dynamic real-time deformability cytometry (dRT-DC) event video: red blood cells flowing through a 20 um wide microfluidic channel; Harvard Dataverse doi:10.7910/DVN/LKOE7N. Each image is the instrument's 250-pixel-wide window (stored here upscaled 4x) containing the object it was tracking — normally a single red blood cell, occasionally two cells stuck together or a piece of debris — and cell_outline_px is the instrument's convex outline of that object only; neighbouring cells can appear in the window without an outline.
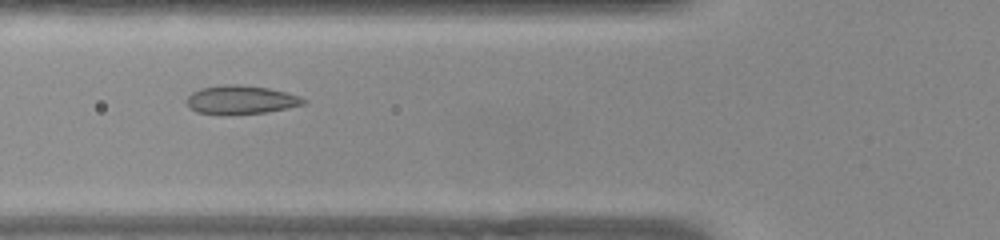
{"species": "common noctule bat (a hibernating species)", "species_latin": "Nyctalus noctula", "temperature_condition": "warm", "stored_images_in_passage": 42, "camera_frame_rate_fps": 3000, "um_per_image_px": 0.085, "animal": {"sex": "female", "body_mass_g": 22.0, "forearm_length_mm": 56.7}, "frame": {"image": 1, "passage_image": 9, "time_ms": 2.667, "image_size_px": [1000, 240], "cell_outline_px": [[308, 100], [304, 104], [288, 108], [268, 112], [228, 116], [224, 116], [196, 112], [188, 108], [184, 100], [192, 92], [200, 88], [224, 84], [240, 84], [268, 88], [300, 96]], "centroid_in_image_um": [20.42, 8.51], "position_along_channel_um": 105.4, "area_um2": 20.11}}
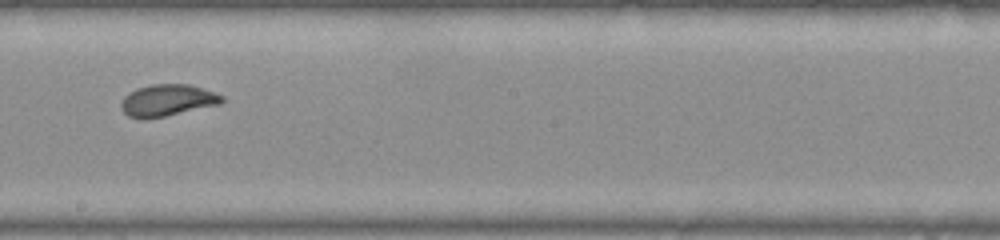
{"frame": {"image": 2, "passage_image": 19, "time_ms": 6.0, "image_size_px": [1000, 240], "cell_outline_px": [[224, 100], [220, 104], [148, 120], [140, 120], [128, 116], [120, 108], [120, 104], [124, 96], [128, 92], [136, 88], [152, 84], [188, 84], [224, 96]], "centroid_in_image_um": [14.16, 8.55], "position_along_channel_um": 234.0, "area_um2": 18.84}}
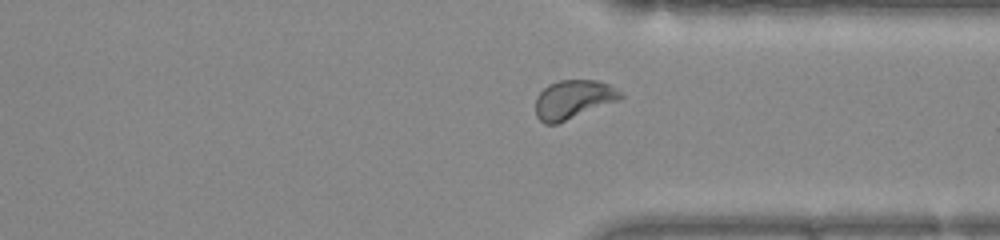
{"frame": {"image": 3, "passage_image": 29, "time_ms": 9.333, "image_size_px": [1000, 240], "cell_outline_px": [[624, 96], [620, 100], [556, 124], [544, 124], [536, 116], [536, 96], [548, 84], [560, 80], [596, 80], [608, 84], [616, 88]], "centroid_in_image_um": [48.72, 8.45], "position_along_channel_um": 362.7, "area_um2": 19.19}, "authors_computed_cell_mechanics": {"area_um2": 19.1029, "velocity_mm_per_s": 3.8739, "shape_relaxation_time_tau1_ms": 6.4647, "shape_relaxation_time_tau2_ms": null, "deformation_change_tau1": 0.1346, "deformation_change_tau2": null}}